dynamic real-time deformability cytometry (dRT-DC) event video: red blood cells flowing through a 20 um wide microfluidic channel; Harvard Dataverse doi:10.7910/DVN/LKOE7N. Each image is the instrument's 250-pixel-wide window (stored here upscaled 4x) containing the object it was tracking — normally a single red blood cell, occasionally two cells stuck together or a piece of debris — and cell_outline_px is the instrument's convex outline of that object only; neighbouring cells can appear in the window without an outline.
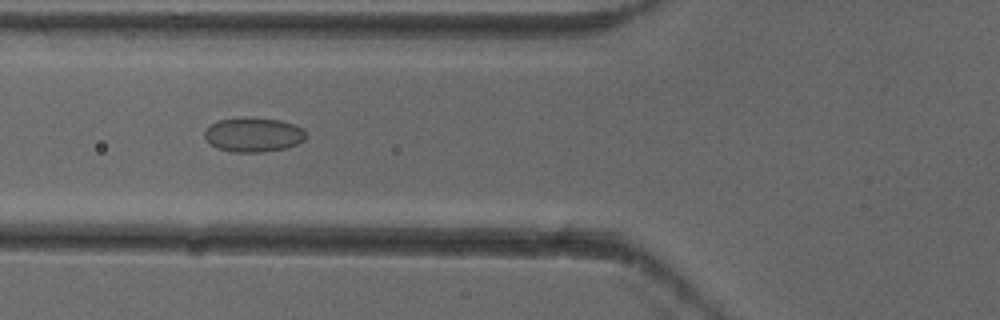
{"species": "common noctule bat (a hibernating species)", "species_latin": "Nyctalus noctula", "temperature_condition": "cold", "stored_images_in_passage": 2, "camera_frame_rate_fps": 3000, "um_per_image_px": 0.085, "animal": {"sex": "female"}, "frame": {"image": 1, "passage_image": 2, "time_ms": 0.333, "image_size_px": [1000, 320], "cell_outline_px": [[308, 136], [304, 140], [296, 144], [284, 148], [264, 152], [232, 152], [216, 148], [204, 136], [204, 128], [216, 120], [280, 120], [304, 128], [308, 132]], "centroid_in_image_um": [21.56, 11.49], "position_along_channel_um": 104.2, "area_um2": 19.83}}